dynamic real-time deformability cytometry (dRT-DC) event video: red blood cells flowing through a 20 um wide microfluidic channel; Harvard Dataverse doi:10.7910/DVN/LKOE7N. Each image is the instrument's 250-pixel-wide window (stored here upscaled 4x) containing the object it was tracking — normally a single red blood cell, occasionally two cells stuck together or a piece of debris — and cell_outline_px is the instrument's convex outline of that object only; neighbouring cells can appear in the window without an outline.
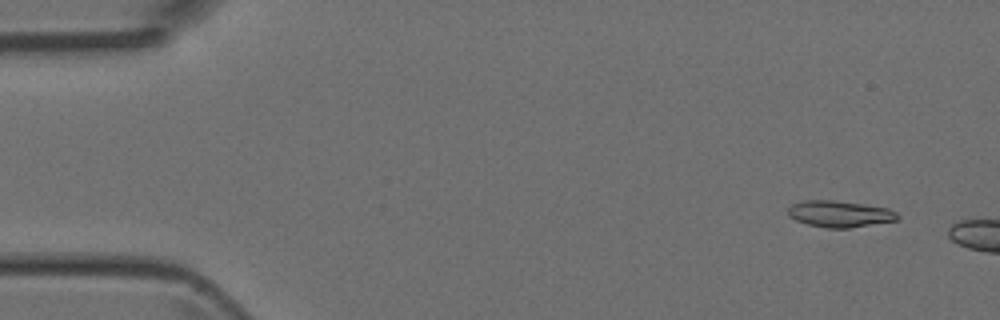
{"species": "Egyptian fruit bat (a non-hibernating species)", "species_latin": "Rousettus aegyptiacus", "temperature_condition": "room temperature", "stored_images_in_passage": 11, "camera_frame_rate_fps": 3000, "um_per_image_px": 0.085, "animal": {"sex": "female"}, "frame": {"image": 1, "passage_image": 4, "time_ms": 1.0, "image_size_px": [1000, 320], "cell_outline_px": [[900, 220], [848, 228], [828, 228], [808, 224], [796, 220], [788, 216], [788, 208], [792, 204], [800, 200], [836, 200], [864, 204], [888, 208], [896, 212], [900, 216]], "centroid_in_image_um": [71.39, 18.17], "position_along_channel_um": 13.6, "area_um2": 17.05}}